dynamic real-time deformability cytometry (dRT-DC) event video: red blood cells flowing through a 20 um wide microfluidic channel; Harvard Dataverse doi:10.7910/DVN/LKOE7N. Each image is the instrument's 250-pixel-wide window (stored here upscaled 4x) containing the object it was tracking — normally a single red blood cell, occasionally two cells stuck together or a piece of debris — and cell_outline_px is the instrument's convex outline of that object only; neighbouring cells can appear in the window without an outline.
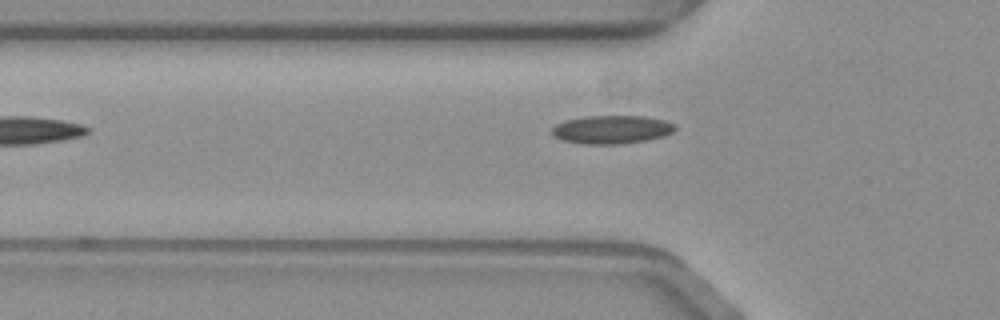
{"species": "common noctule bat (a hibernating species)", "species_latin": "Nyctalus noctula", "temperature_condition": "warm", "stored_images_in_passage": 34, "camera_frame_rate_fps": 3000, "um_per_image_px": 0.085, "animal": {"sex": "female", "body_mass_g": 19.3, "forearm_length_mm": 54.1}, "frame": {"image": 1, "passage_image": 2, "time_ms": 0.333, "image_size_px": [1000, 320], "cell_outline_px": [[676, 128], [672, 132], [664, 136], [648, 140], [620, 144], [580, 144], [560, 140], [552, 136], [552, 128], [556, 124], [564, 120], [584, 116], [644, 116], [664, 120], [676, 124]], "centroid_in_image_um": [51.96, 11.01], "position_along_channel_um": 73.8, "area_um2": 20.63}}
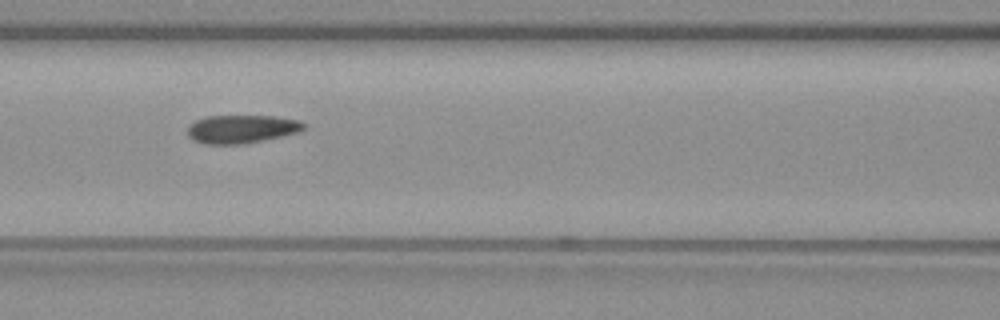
{"frame": {"image": 2, "passage_image": 8, "time_ms": 2.333, "image_size_px": [1000, 320], "cell_outline_px": [[304, 128], [300, 132], [244, 144], [204, 144], [192, 140], [188, 136], [188, 124], [196, 120], [208, 116], [272, 116], [300, 120], [304, 124]], "centroid_in_image_um": [20.51, 10.97], "position_along_channel_um": 146.1, "area_um2": 19.19}}
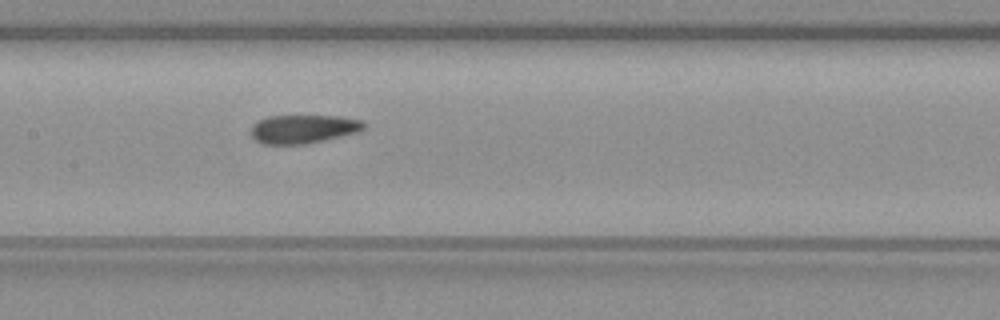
{"frame": {"image": 3, "passage_image": 11, "time_ms": 3.333, "image_size_px": [1000, 320], "cell_outline_px": [[364, 128], [356, 132], [324, 140], [304, 144], [264, 144], [256, 140], [252, 136], [252, 124], [268, 116], [340, 116], [364, 120]], "centroid_in_image_um": [25.78, 10.95], "position_along_channel_um": 181.6, "area_um2": 18.61}, "authors_computed_cell_mechanics": {"area_um2": 19.1318, "velocity_mm_per_s": 3.5575, "shape_relaxation_time_tau1_ms": null, "shape_relaxation_time_tau2_ms": 2.4827, "deformation_change_tau1": null, "deformation_change_tau2": 0.091}}